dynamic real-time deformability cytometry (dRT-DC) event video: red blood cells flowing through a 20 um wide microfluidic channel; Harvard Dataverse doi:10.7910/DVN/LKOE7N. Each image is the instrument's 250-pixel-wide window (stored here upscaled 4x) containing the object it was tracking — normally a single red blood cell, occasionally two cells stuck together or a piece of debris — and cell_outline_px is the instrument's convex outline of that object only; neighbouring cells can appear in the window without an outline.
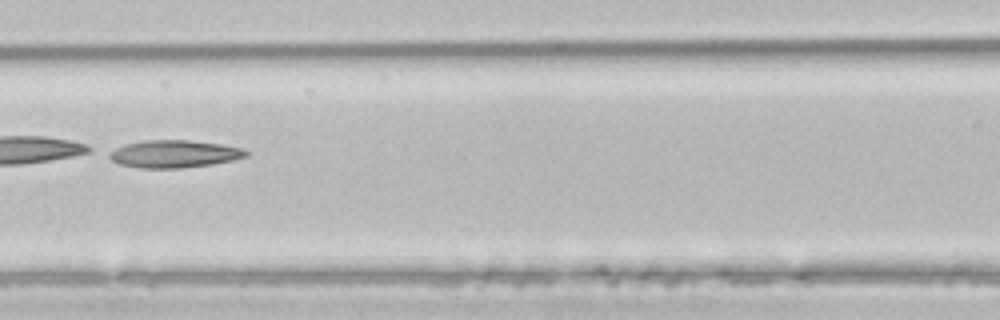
{"species": "common noctule bat (a hibernating species)", "species_latin": "Nyctalus noctula", "temperature_condition": "room temperature", "stored_images_in_passage": 3, "camera_frame_rate_fps": 3000, "um_per_image_px": 0.085, "animal": {"sex": "male", "body_mass_g": 21.5, "forearm_length_mm": 52.0}, "frame": {"image": 1, "passage_image": 3, "time_ms": 0.667, "image_size_px": [1000, 320], "cell_outline_px": [[252, 152], [248, 156], [232, 160], [212, 164], [180, 168], [140, 168], [120, 164], [112, 160], [108, 156], [108, 152], [124, 144], [144, 140], [188, 140], [220, 144], [244, 148]], "centroid_in_image_um": [14.83, 13.08], "position_along_channel_um": 151.8, "area_um2": 22.02}}